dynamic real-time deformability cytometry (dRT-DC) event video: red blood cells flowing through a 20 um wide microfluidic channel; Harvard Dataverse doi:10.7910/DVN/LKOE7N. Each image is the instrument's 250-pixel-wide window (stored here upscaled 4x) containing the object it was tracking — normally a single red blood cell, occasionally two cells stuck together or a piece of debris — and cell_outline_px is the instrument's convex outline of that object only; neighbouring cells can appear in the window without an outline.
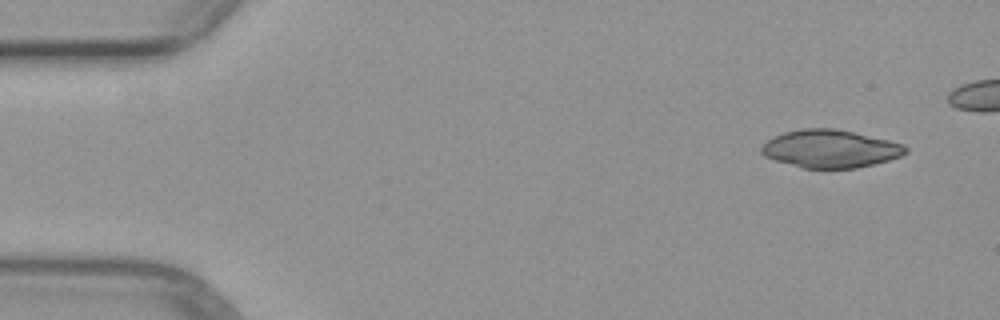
{"species": "common noctule bat (a hibernating species)", "species_latin": "Nyctalus noctula", "temperature_condition": "warm", "stored_images_in_passage": 5, "camera_frame_rate_fps": 3000, "um_per_image_px": 0.085, "animal": {"sex": "female", "body_mass_g": 29.2, "forearm_length_mm": 56.3}, "frame": {"image": 1, "passage_image": 5, "time_ms": 5.333, "image_size_px": [1000, 320], "cell_outline_px": [[908, 152], [900, 156], [888, 160], [856, 168], [804, 168], [776, 160], [764, 156], [760, 152], [760, 148], [772, 136], [784, 132], [804, 128], [836, 128], [888, 140], [904, 144], [908, 148]], "centroid_in_image_um": [70.57, 12.64], "position_along_channel_um": 14.4, "area_um2": 31.67}}